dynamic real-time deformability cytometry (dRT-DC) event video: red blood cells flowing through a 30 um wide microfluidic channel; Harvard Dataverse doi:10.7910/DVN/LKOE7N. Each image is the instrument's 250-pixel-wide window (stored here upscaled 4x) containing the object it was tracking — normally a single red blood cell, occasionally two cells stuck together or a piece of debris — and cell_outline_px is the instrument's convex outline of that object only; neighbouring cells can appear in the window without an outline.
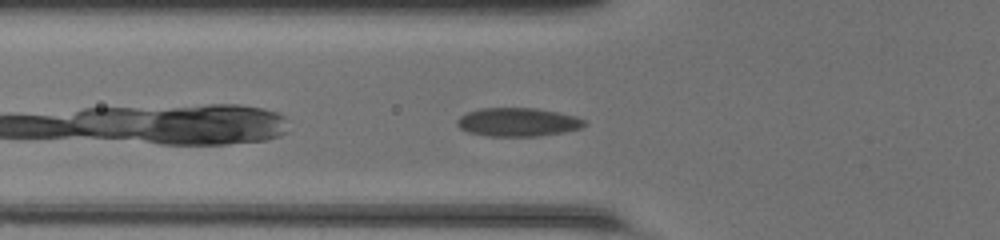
{"species": "common noctule bat (a hibernating species)", "species_latin": "Nyctalus noctula", "temperature_condition": "room temperature", "stored_images_in_passage": 28, "camera_frame_rate_fps": 3000, "um_per_image_px": 0.085, "animal": {"sex": "female", "body_mass_g": 20.0, "forearm_length_mm": 54.0}, "frame": {"image": 1, "passage_image": 4, "time_ms": 1.0, "image_size_px": [1000, 240], "cell_outline_px": [[588, 124], [580, 128], [564, 132], [536, 136], [488, 136], [468, 132], [460, 128], [456, 124], [456, 120], [460, 116], [468, 112], [484, 108], [536, 108], [576, 116], [584, 120]], "centroid_in_image_um": [44.01, 10.38], "position_along_channel_um": 81.8, "area_um2": 21.1}}
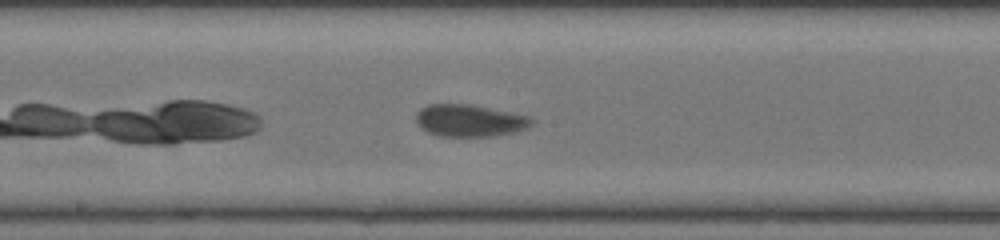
{"frame": {"image": 2, "passage_image": 13, "time_ms": 4.0, "image_size_px": [1000, 240], "cell_outline_px": [[532, 124], [524, 128], [512, 132], [492, 136], [440, 136], [428, 132], [416, 120], [416, 112], [420, 108], [428, 104], [472, 104], [532, 116]], "centroid_in_image_um": [39.92, 10.22], "position_along_channel_um": 208.3, "area_um2": 21.5}}
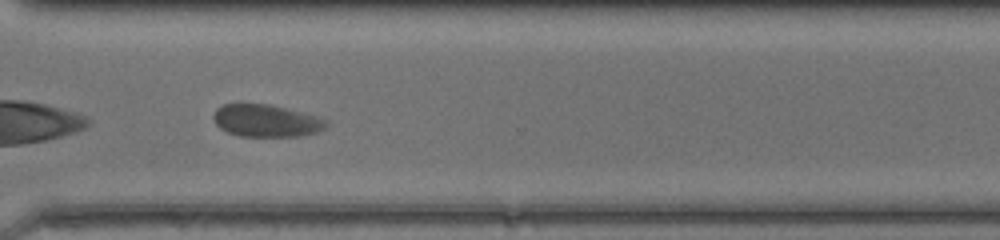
{"frame": {"image": 3, "passage_image": 23, "time_ms": 7.333, "image_size_px": [1000, 240], "cell_outline_px": [[328, 124], [324, 128], [316, 132], [300, 136], [240, 136], [228, 132], [220, 128], [216, 124], [212, 116], [216, 108], [224, 104], [268, 104], [316, 116], [328, 120]], "centroid_in_image_um": [22.6, 10.26], "position_along_channel_um": 348.0, "area_um2": 21.04}, "authors_computed_cell_mechanics": {"area_um2": 21.0681, "velocity_mm_per_s": 4.1987, "shape_relaxation_time_tau1_ms": 2.6753, "shape_relaxation_time_tau2_ms": null, "deformation_change_tau1": 0.083, "deformation_change_tau2": null}}